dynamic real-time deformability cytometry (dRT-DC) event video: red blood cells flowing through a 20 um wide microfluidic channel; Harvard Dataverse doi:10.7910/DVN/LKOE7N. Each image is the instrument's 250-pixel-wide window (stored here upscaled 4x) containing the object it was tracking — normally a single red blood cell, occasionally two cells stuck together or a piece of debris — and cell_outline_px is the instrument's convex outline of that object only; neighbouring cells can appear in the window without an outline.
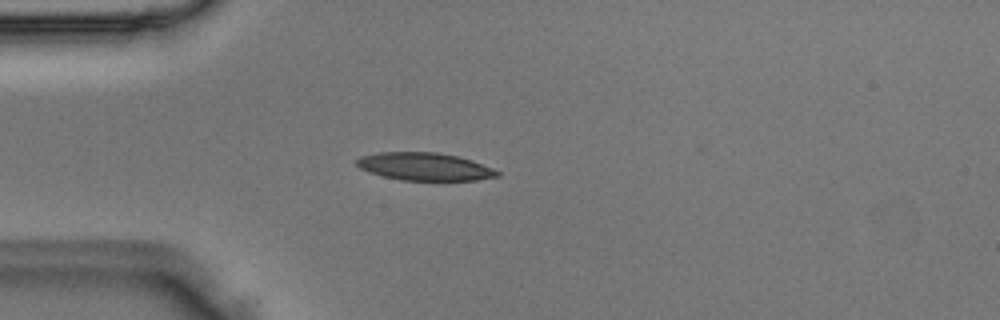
{"species": "Egyptian fruit bat (a non-hibernating species)", "species_latin": "Rousettus aegyptiacus", "temperature_condition": "room temperature", "stored_images_in_passage": 4, "camera_frame_rate_fps": 3000, "um_per_image_px": 0.085, "animal": {"sex": "male"}, "frame": {"image": 1, "passage_image": 3, "time_ms": 0.667, "image_size_px": [1000, 320], "cell_outline_px": [[500, 176], [476, 180], [400, 180], [368, 172], [360, 168], [356, 164], [356, 160], [360, 156], [376, 152], [436, 152], [460, 156], [472, 160], [492, 168], [500, 172]], "centroid_in_image_um": [36.08, 14.15], "position_along_channel_um": 48.9, "area_um2": 22.83}}